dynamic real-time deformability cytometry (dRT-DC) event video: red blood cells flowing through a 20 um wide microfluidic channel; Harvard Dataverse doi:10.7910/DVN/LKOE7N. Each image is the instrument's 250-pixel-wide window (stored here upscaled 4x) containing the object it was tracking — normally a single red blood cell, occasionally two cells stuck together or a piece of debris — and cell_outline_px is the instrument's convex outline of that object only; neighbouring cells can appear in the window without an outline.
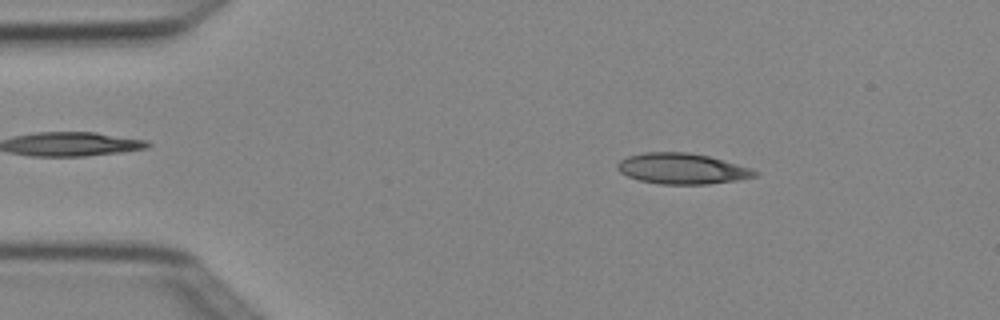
{"species": "Egyptian fruit bat (a non-hibernating species)", "species_latin": "Rousettus aegyptiacus", "temperature_condition": "cold", "stored_images_in_passage": 5, "camera_frame_rate_fps": 3000, "um_per_image_px": 0.085, "animal": {"sex": "female"}, "frame": {"image": 1, "passage_image": 1, "time_ms": 0.0, "image_size_px": [1000, 320], "cell_outline_px": [[760, 172], [756, 176], [736, 180], [708, 184], [660, 184], [640, 180], [628, 176], [620, 172], [616, 168], [616, 164], [620, 160], [628, 156], [644, 152], [688, 152], [708, 156], [752, 168]], "centroid_in_image_um": [57.97, 14.33], "position_along_channel_um": 27.0, "area_um2": 24.57}}
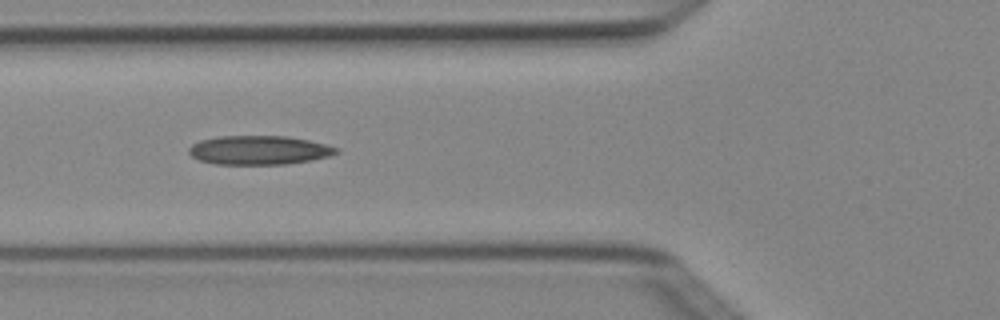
{"frame": {"image": 2, "passage_image": 3, "time_ms": 0.667, "image_size_px": [1000, 320], "cell_outline_px": [[340, 152], [328, 156], [312, 160], [284, 164], [216, 164], [200, 160], [192, 156], [188, 152], [188, 148], [192, 144], [200, 140], [220, 136], [288, 136], [308, 140], [340, 148]], "centroid_in_image_um": [22.02, 12.76], "position_along_channel_um": 103.8, "area_um2": 24.85}}
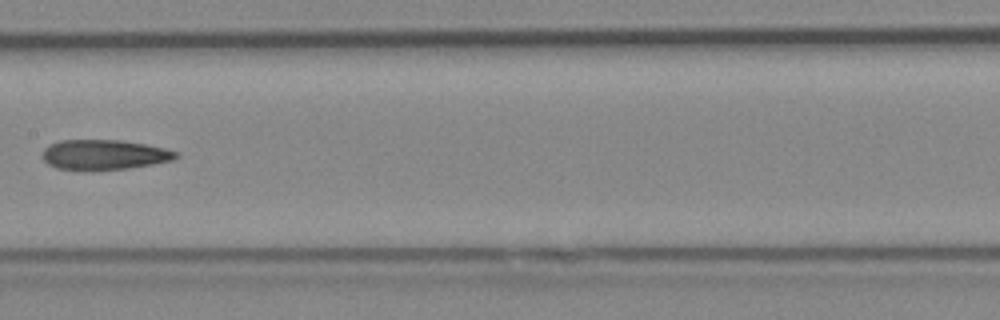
{"frame": {"image": 3, "passage_image": 5, "time_ms": 1.333, "image_size_px": [1000, 320], "cell_outline_px": [[180, 156], [176, 160], [128, 168], [56, 168], [48, 164], [44, 160], [44, 148], [48, 144], [60, 140], [120, 140], [144, 144], [164, 148], [180, 152]], "centroid_in_image_um": [8.92, 13.11], "position_along_channel_um": 198.5, "area_um2": 22.83}}